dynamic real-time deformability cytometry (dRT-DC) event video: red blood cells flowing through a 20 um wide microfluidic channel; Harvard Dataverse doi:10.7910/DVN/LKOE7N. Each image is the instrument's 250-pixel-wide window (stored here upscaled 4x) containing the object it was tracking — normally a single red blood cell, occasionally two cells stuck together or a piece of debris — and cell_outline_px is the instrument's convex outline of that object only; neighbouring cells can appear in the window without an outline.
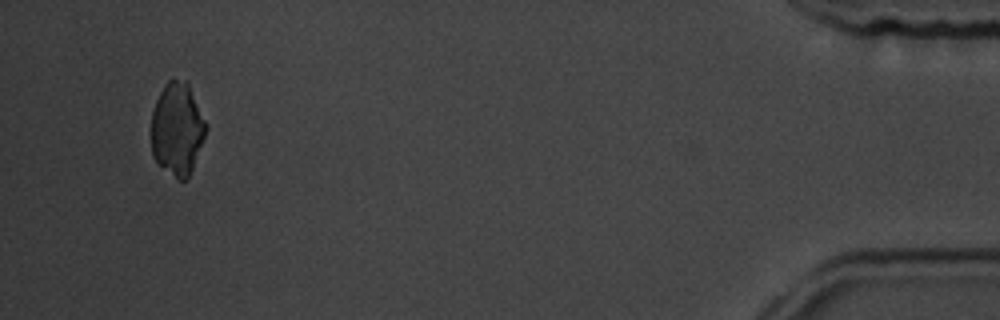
{"species": "common noctule bat (a hibernating species)", "species_latin": "Nyctalus noctula", "temperature_condition": "room temperature", "stored_images_in_passage": 39, "camera_frame_rate_fps": 3000, "um_per_image_px": 0.085, "animal": {"sex": "male", "body_mass_g": 19.5, "forearm_length_mm": 54.6}, "frame": {"image": 1, "passage_image": 37, "time_ms": 12.0, "image_size_px": [1000, 320], "cell_outline_px": [[204, 136], [192, 168], [188, 176], [184, 180], [176, 180], [152, 156], [152, 112], [156, 100], [164, 84], [172, 76], [188, 80], [204, 120]], "centroid_in_image_um": [15.03, 10.89], "position_along_channel_um": 420.2, "area_um2": 29.25}}